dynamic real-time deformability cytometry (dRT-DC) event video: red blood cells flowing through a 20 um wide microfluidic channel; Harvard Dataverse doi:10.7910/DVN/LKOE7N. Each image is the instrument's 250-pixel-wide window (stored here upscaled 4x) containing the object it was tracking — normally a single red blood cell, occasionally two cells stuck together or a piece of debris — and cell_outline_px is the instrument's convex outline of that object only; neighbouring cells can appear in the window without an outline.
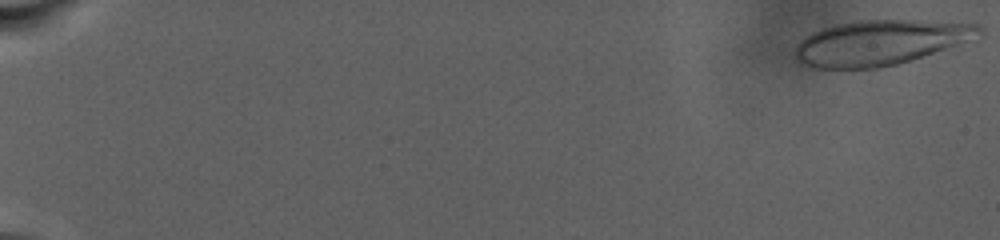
{"species": "human", "species_latin": "Homo sapiens", "temperature_condition": "warm", "stored_images_in_passage": 91, "camera_frame_rate_fps": 3000, "um_per_image_px": 0.085, "donor": {"sex": "male"}, "frame": {"image": 1, "passage_image": 1, "time_ms": 0.0, "image_size_px": [1000, 240], "cell_outline_px": [[984, 36], [912, 60], [880, 68], [812, 68], [800, 64], [796, 60], [796, 48], [800, 40], [812, 32], [836, 24], [856, 20], [920, 20], [980, 24], [984, 28]], "centroid_in_image_um": [74.87, 3.61], "position_along_channel_um": 10.1, "area_um2": 48.73}}
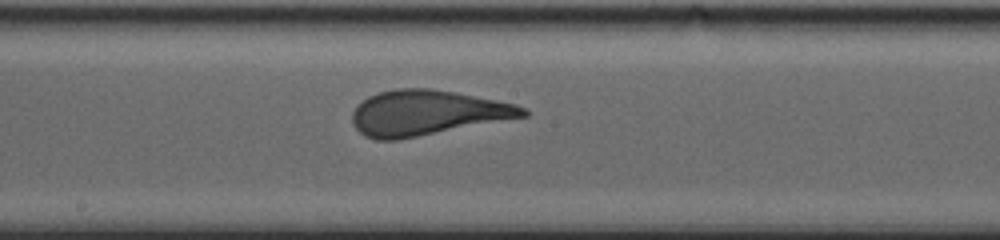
{"frame": {"image": 2, "passage_image": 54, "time_ms": 17.667, "image_size_px": [1000, 240], "cell_outline_px": [[528, 116], [396, 140], [376, 140], [364, 136], [352, 124], [352, 112], [368, 96], [380, 92], [396, 88], [432, 88], [496, 100], [516, 104], [524, 108], [528, 112]], "centroid_in_image_um": [36.27, 9.59], "position_along_channel_um": 211.9, "area_um2": 44.56}}
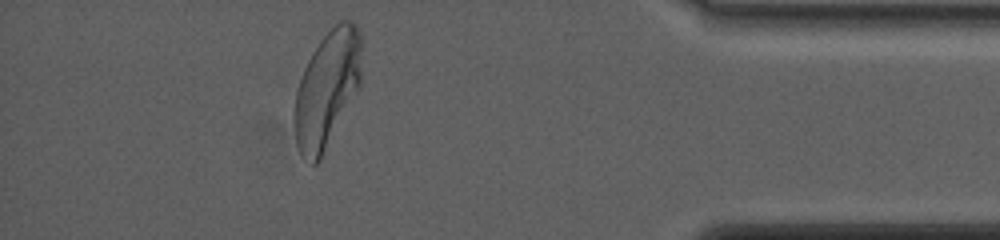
{"frame": {"image": 3, "passage_image": 83, "time_ms": 27.333, "image_size_px": [1000, 240], "cell_outline_px": [[360, 88], [320, 160], [316, 164], [312, 164], [300, 152], [296, 144], [292, 124], [292, 112], [296, 92], [304, 68], [312, 52], [320, 40], [340, 20], [348, 20], [356, 24], [360, 36]], "centroid_in_image_um": [27.77, 7.62], "position_along_channel_um": 407.4, "area_um2": 45.78}}